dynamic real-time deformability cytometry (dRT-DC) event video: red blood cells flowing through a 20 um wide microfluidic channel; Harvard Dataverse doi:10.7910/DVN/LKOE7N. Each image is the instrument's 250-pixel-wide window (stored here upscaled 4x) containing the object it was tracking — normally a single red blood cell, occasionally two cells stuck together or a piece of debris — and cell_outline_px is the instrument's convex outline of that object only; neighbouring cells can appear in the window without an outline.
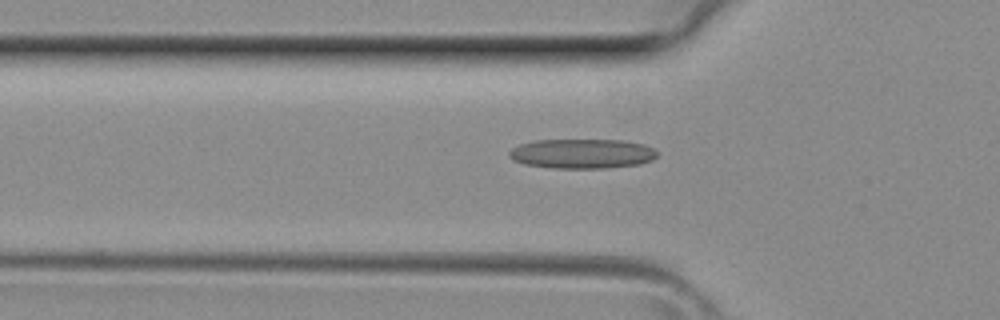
{"species": "common noctule bat (a hibernating species)", "species_latin": "Nyctalus noctula", "temperature_condition": "room temperature", "stored_images_in_passage": 25, "camera_frame_rate_fps": 3000, "um_per_image_px": 0.085, "animal": {"sex": "female", "body_mass_g": 29.2, "forearm_length_mm": 56.3}, "frame": {"image": 1, "passage_image": 4, "time_ms": 1.0, "image_size_px": [1000, 320], "cell_outline_px": [[656, 156], [652, 160], [640, 164], [604, 168], [552, 168], [524, 164], [512, 160], [508, 156], [508, 152], [512, 148], [520, 144], [536, 140], [624, 140], [644, 144], [652, 148], [656, 152]], "centroid_in_image_um": [49.45, 13.06], "position_along_channel_um": 76.4, "area_um2": 25.61}}
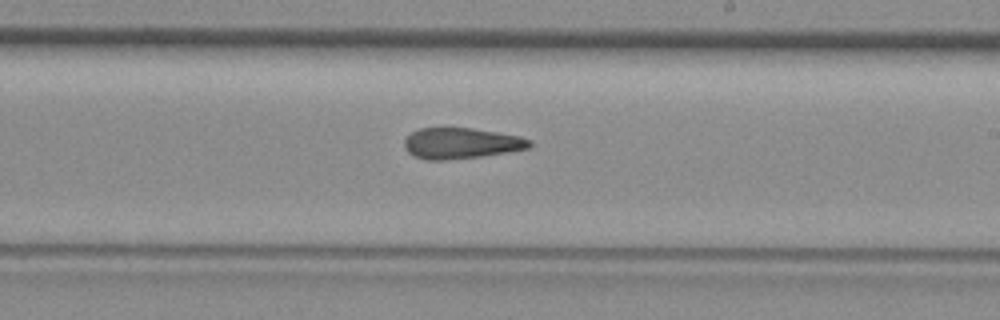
{"frame": {"image": 2, "passage_image": 14, "time_ms": 4.333, "image_size_px": [1000, 320], "cell_outline_px": [[532, 144], [528, 148], [508, 152], [480, 156], [444, 160], [428, 160], [416, 156], [408, 152], [404, 148], [404, 140], [412, 132], [420, 128], [472, 128], [520, 136], [532, 140]], "centroid_in_image_um": [39.2, 12.17], "position_along_channel_um": 249.8, "area_um2": 22.37}}
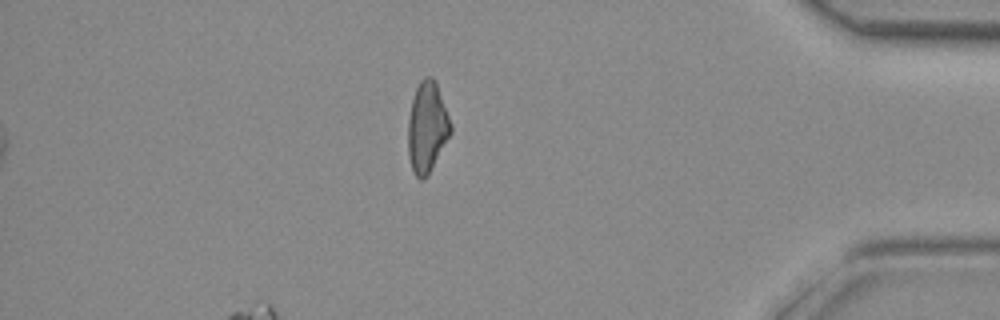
{"frame": {"image": 3, "passage_image": 25, "time_ms": 8.0, "image_size_px": [1000, 320], "cell_outline_px": [[452, 132], [428, 176], [424, 180], [420, 180], [412, 172], [408, 156], [408, 120], [412, 100], [416, 88], [420, 80], [424, 76], [432, 76], [436, 80], [452, 124]], "centroid_in_image_um": [36.31, 10.82], "position_along_channel_um": 398.9, "area_um2": 22.95}}